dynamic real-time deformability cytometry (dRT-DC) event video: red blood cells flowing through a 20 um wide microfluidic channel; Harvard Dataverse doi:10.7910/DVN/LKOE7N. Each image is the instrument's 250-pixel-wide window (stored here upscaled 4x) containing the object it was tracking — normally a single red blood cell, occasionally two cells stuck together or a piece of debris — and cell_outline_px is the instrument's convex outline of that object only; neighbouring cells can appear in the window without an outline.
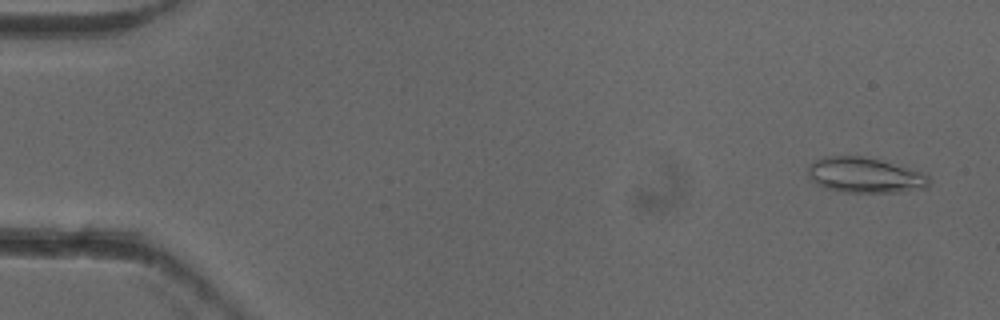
{"species": "common noctule bat (a hibernating species)", "species_latin": "Nyctalus noctula", "temperature_condition": "cold", "stored_images_in_passage": 51, "camera_frame_rate_fps": 3000, "um_per_image_px": 0.085, "animal": {"sex": "female"}, "frame": {"image": 1, "passage_image": 3, "time_ms": 0.667, "image_size_px": [1000, 320], "cell_outline_px": [[928, 188], [896, 192], [844, 192], [824, 188], [816, 184], [812, 180], [808, 172], [808, 164], [824, 156], [864, 156], [924, 172], [928, 176]], "centroid_in_image_um": [73.5, 14.89], "position_along_channel_um": 11.5, "area_um2": 24.91}}
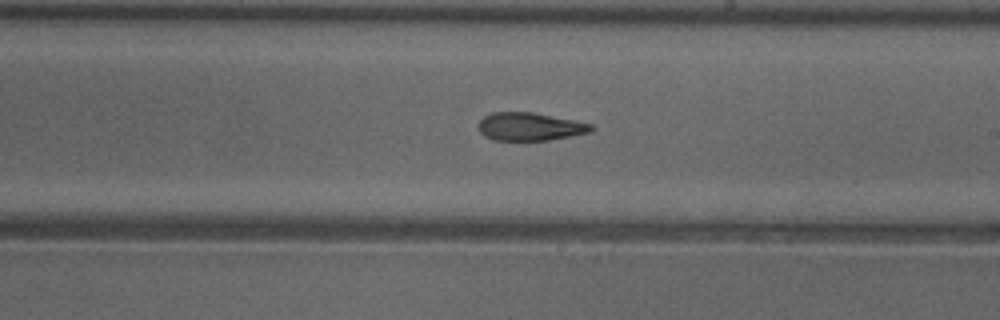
{"frame": {"image": 2, "passage_image": 31, "time_ms": 10.0, "image_size_px": [1000, 320], "cell_outline_px": [[596, 128], [592, 132], [548, 140], [492, 140], [484, 136], [480, 132], [476, 124], [484, 116], [492, 112], [532, 112], [576, 120], [592, 124]], "centroid_in_image_um": [45.04, 10.76], "position_along_channel_um": 244.0, "area_um2": 18.67}}
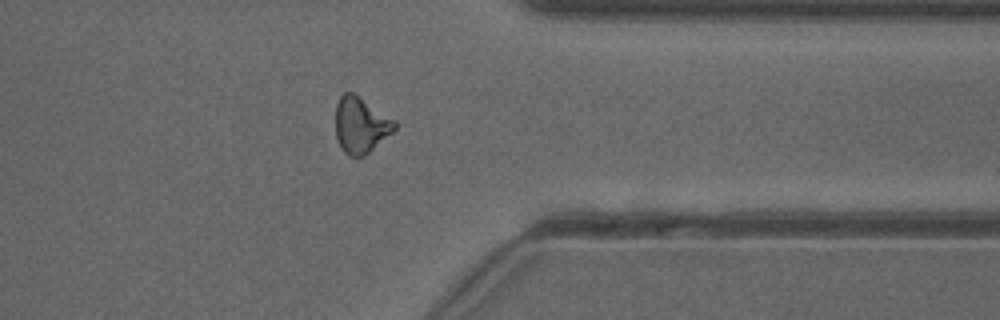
{"frame": {"image": 3, "passage_image": 42, "time_ms": 13.667, "image_size_px": [1000, 320], "cell_outline_px": [[396, 128], [392, 132], [364, 156], [348, 156], [344, 152], [336, 136], [336, 104], [340, 96], [344, 92], [352, 92], [396, 120]], "centroid_in_image_um": [30.66, 10.62], "position_along_channel_um": 380.7, "area_um2": 19.07}, "authors_computed_cell_mechanics": {"area_um2": 19.1318, "velocity_mm_per_s": 3.9353, "shape_relaxation_time_tau1_ms": null, "shape_relaxation_time_tau2_ms": 3.1356, "deformation_change_tau1": null, "deformation_change_tau2": 0.1148}}